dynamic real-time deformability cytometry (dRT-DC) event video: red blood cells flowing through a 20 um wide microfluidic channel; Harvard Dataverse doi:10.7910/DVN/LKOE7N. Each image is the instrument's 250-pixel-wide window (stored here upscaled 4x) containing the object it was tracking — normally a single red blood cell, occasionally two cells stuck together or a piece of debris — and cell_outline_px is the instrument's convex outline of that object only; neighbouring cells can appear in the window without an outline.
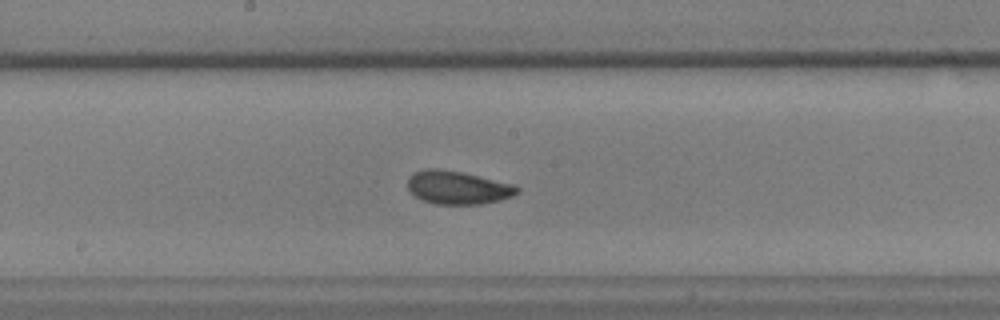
{"species": "common noctule bat (a hibernating species)", "species_latin": "Nyctalus noctula", "temperature_condition": "warm", "stored_images_in_passage": 38, "camera_frame_rate_fps": 3000, "um_per_image_px": 0.085, "animal": {"sex": "male", "body_mass_g": 17.9, "forearm_length_mm": 54.2}, "frame": {"image": 1, "passage_image": 15, "time_ms": 4.667, "image_size_px": [1000, 320], "cell_outline_px": [[520, 192], [512, 196], [500, 200], [480, 204], [436, 204], [424, 200], [416, 196], [408, 188], [408, 176], [416, 172], [428, 168], [436, 168], [460, 172], [512, 184], [520, 188]], "centroid_in_image_um": [38.91, 15.95], "position_along_channel_um": 209.3, "area_um2": 20.87}}
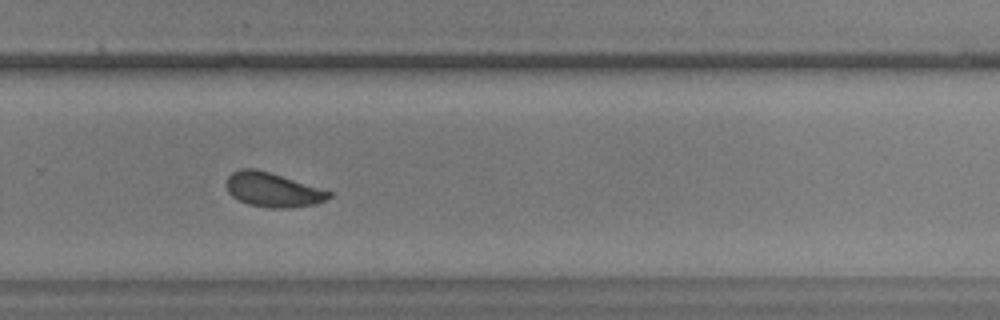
{"frame": {"image": 2, "passage_image": 22, "time_ms": 7.0, "image_size_px": [1000, 320], "cell_outline_px": [[332, 196], [316, 204], [288, 208], [272, 208], [248, 204], [232, 196], [228, 192], [224, 184], [228, 176], [232, 172], [240, 168], [256, 168], [332, 192]], "centroid_in_image_um": [23.13, 16.13], "position_along_channel_um": 306.7, "area_um2": 20.4}}
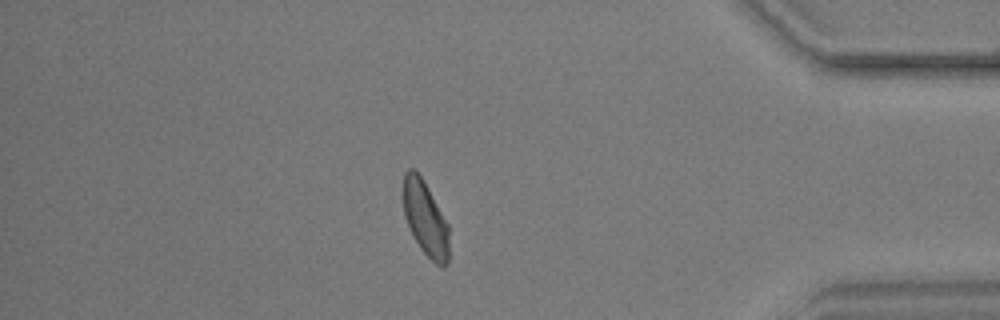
{"frame": {"image": 3, "passage_image": 31, "time_ms": 10.0, "image_size_px": [1000, 320], "cell_outline_px": [[448, 264], [444, 268], [436, 264], [420, 248], [404, 216], [404, 172], [408, 168], [412, 168], [424, 180], [448, 224]], "centroid_in_image_um": [36.17, 18.58], "position_along_channel_um": 399.0, "area_um2": 19.59}}